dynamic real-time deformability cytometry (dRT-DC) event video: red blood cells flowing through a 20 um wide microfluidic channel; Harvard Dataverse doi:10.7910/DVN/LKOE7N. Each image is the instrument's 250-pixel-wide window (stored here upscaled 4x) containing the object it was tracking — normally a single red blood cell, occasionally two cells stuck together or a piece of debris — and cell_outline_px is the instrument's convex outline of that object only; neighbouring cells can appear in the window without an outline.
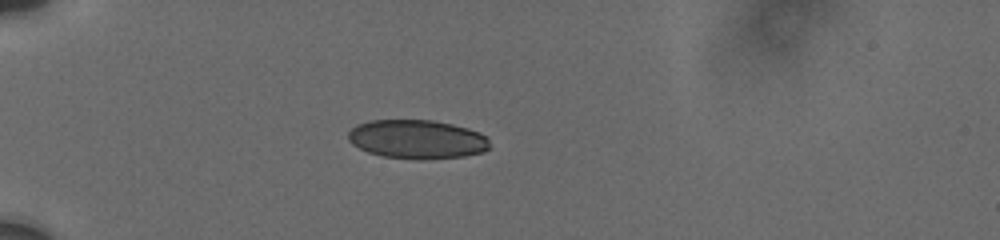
{"species": "human", "species_latin": "Homo sapiens", "temperature_condition": "cold", "stored_images_in_passage": 39, "camera_frame_rate_fps": 3000, "um_per_image_px": 0.085, "donor": {"sex": "male"}, "frame": {"image": 1, "passage_image": 1, "time_ms": 0.0, "image_size_px": [1000, 240], "cell_outline_px": [[488, 148], [484, 152], [464, 156], [424, 160], [416, 160], [384, 156], [368, 152], [352, 144], [348, 140], [348, 132], [356, 124], [372, 120], [432, 120], [452, 124], [468, 128], [480, 132], [488, 136]], "centroid_in_image_um": [35.46, 11.84], "position_along_channel_um": 49.5, "area_um2": 32.31}}
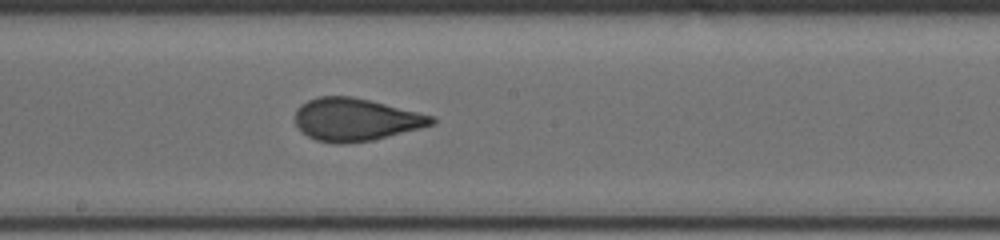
{"frame": {"image": 2, "passage_image": 21, "time_ms": 5.333, "image_size_px": [1000, 240], "cell_outline_px": [[436, 124], [372, 140], [344, 144], [336, 144], [316, 140], [308, 136], [296, 124], [296, 108], [300, 104], [308, 100], [320, 96], [352, 96], [436, 116]], "centroid_in_image_um": [30.25, 10.16], "position_along_channel_um": 218.0, "area_um2": 33.87}}
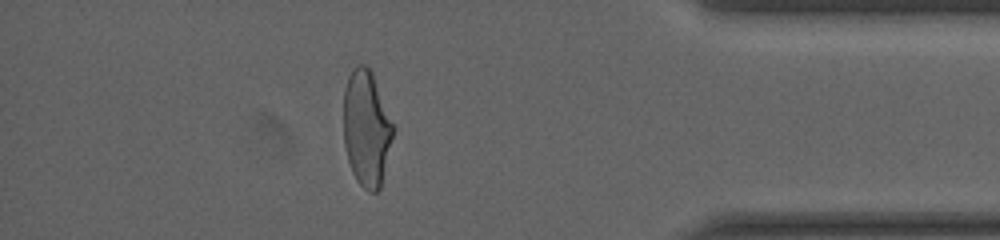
{"frame": {"image": 3, "passage_image": 34, "time_ms": 11.0, "image_size_px": [1000, 240], "cell_outline_px": [[396, 128], [380, 188], [376, 192], [368, 192], [356, 180], [352, 172], [348, 160], [344, 144], [344, 88], [348, 76], [352, 68], [356, 64], [364, 64], [372, 72]], "centroid_in_image_um": [31.17, 10.9], "position_along_channel_um": 404.0, "area_um2": 33.93}, "authors_computed_cell_mechanics": {"area_um2": 33.813, "velocity_mm_per_s": 3.7741, "shape_relaxation_time_tau1_ms": 5.2976, "shape_relaxation_time_tau2_ms": 0.7915, "deformation_change_tau1": 0.1431, "deformation_change_tau2": 0.0365}}